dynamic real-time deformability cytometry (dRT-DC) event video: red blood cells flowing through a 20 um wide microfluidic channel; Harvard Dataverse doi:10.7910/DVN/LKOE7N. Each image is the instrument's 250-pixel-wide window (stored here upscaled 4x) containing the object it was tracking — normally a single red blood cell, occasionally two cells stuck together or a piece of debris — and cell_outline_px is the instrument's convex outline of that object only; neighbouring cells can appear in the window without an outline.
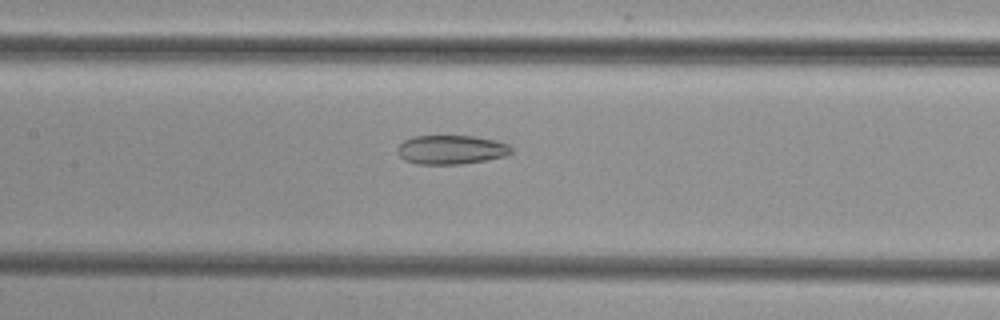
{"species": "common noctule bat (a hibernating species)", "species_latin": "Nyctalus noctula", "temperature_condition": "cold", "stored_images_in_passage": 52, "camera_frame_rate_fps": 3000, "um_per_image_px": 0.085, "animal": {"sex": "female", "body_mass_g": 29.2, "forearm_length_mm": 56.3}, "frame": {"image": 1, "passage_image": 25, "time_ms": 8.0, "image_size_px": [1000, 320], "cell_outline_px": [[512, 152], [504, 156], [484, 160], [460, 164], [416, 164], [404, 160], [396, 152], [396, 148], [404, 140], [412, 136], [476, 136], [496, 140], [508, 144], [512, 148]], "centroid_in_image_um": [38.32, 12.72], "position_along_channel_um": 169.1, "area_um2": 19.36}}
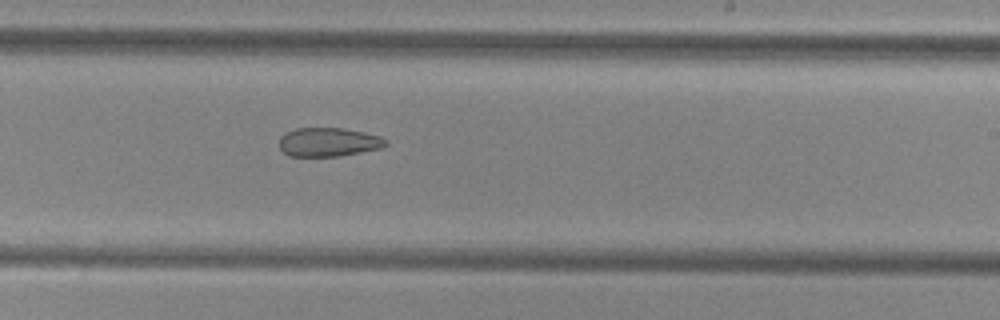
{"frame": {"image": 2, "passage_image": 32, "time_ms": 10.333, "image_size_px": [1000, 320], "cell_outline_px": [[388, 144], [380, 148], [360, 152], [336, 156], [288, 156], [280, 148], [280, 136], [284, 132], [296, 128], [344, 128], [364, 132], [380, 136], [388, 140]], "centroid_in_image_um": [27.91, 12.06], "position_along_channel_um": 261.1, "area_um2": 17.92}}
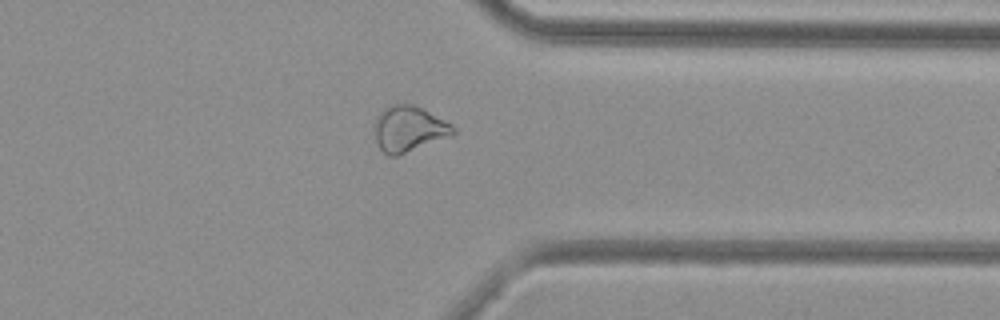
{"frame": {"image": 3, "passage_image": 41, "time_ms": 13.333, "image_size_px": [1000, 320], "cell_outline_px": [[456, 132], [396, 156], [388, 156], [380, 148], [376, 140], [372, 124], [376, 116], [384, 108], [392, 104], [412, 104], [452, 124], [456, 128]], "centroid_in_image_um": [34.67, 10.93], "position_along_channel_um": 376.7, "area_um2": 20.52}}